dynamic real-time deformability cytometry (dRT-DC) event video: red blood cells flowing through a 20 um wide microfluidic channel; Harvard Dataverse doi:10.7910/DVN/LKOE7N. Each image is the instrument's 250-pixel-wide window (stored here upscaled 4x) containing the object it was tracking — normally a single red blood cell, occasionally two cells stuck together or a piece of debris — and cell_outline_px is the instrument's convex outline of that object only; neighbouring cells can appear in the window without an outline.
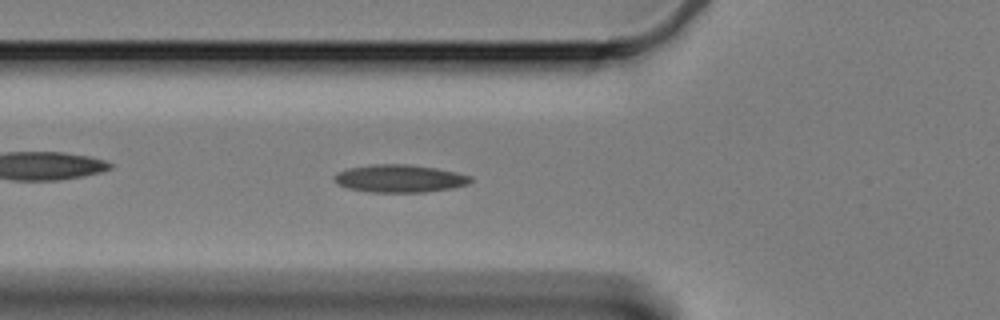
{"species": "Egyptian fruit bat (a non-hibernating species)", "species_latin": "Rousettus aegyptiacus", "temperature_condition": "cold", "stored_images_in_passage": 48, "camera_frame_rate_fps": 3000, "um_per_image_px": 0.085, "animal": {"sex": "female"}, "frame": {"image": 1, "passage_image": 12, "time_ms": 3.667, "image_size_px": [1000, 320], "cell_outline_px": [[472, 180], [468, 184], [452, 188], [424, 192], [368, 192], [348, 188], [336, 184], [332, 180], [332, 176], [336, 172], [348, 168], [372, 164], [408, 164], [436, 168], [456, 172], [472, 176]], "centroid_in_image_um": [33.92, 15.17], "position_along_channel_um": 91.9, "area_um2": 22.25}}
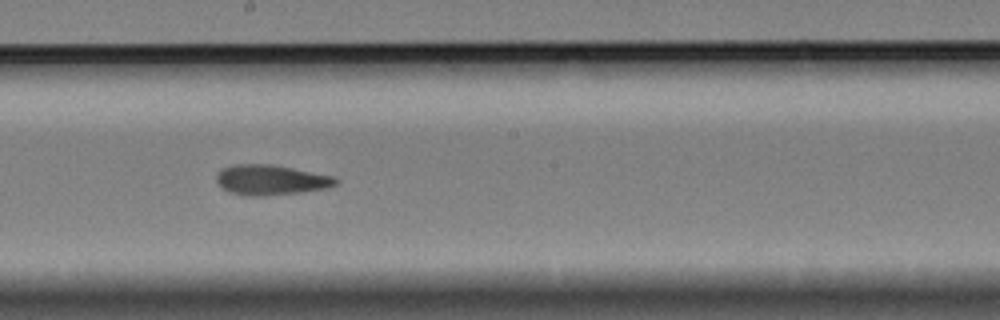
{"frame": {"image": 2, "passage_image": 24, "time_ms": 7.667, "image_size_px": [1000, 320], "cell_outline_px": [[340, 180], [336, 184], [328, 188], [300, 192], [260, 196], [248, 196], [228, 192], [216, 184], [216, 176], [220, 168], [236, 164], [272, 164], [336, 176]], "centroid_in_image_um": [23.01, 15.29], "position_along_channel_um": 225.2, "area_um2": 21.27}}
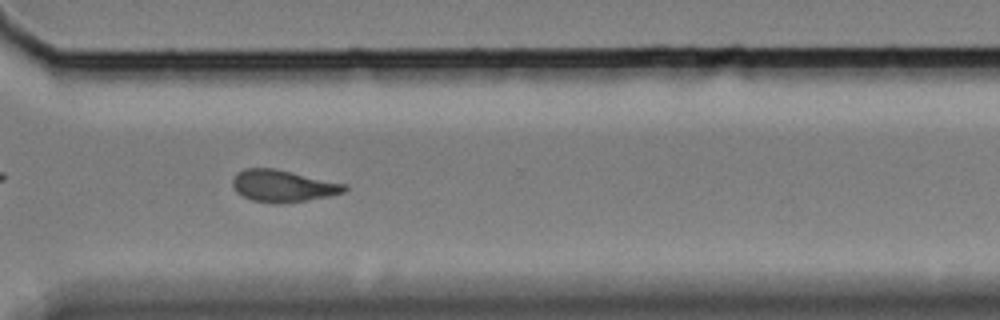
{"frame": {"image": 3, "passage_image": 35, "time_ms": 11.333, "image_size_px": [1000, 320], "cell_outline_px": [[348, 188], [344, 192], [328, 196], [304, 200], [272, 204], [252, 200], [236, 192], [232, 184], [232, 180], [236, 172], [244, 168], [276, 168], [348, 184]], "centroid_in_image_um": [24.04, 15.78], "position_along_channel_um": 346.6, "area_um2": 20.92}, "authors_computed_cell_mechanics": {"area_um2": 20.9236, "velocity_mm_per_s": 3.3155, "shape_relaxation_time_tau1_ms": null, "shape_relaxation_time_tau2_ms": 2.9221, "deformation_change_tau1": null, "deformation_change_tau2": 0.0962}}